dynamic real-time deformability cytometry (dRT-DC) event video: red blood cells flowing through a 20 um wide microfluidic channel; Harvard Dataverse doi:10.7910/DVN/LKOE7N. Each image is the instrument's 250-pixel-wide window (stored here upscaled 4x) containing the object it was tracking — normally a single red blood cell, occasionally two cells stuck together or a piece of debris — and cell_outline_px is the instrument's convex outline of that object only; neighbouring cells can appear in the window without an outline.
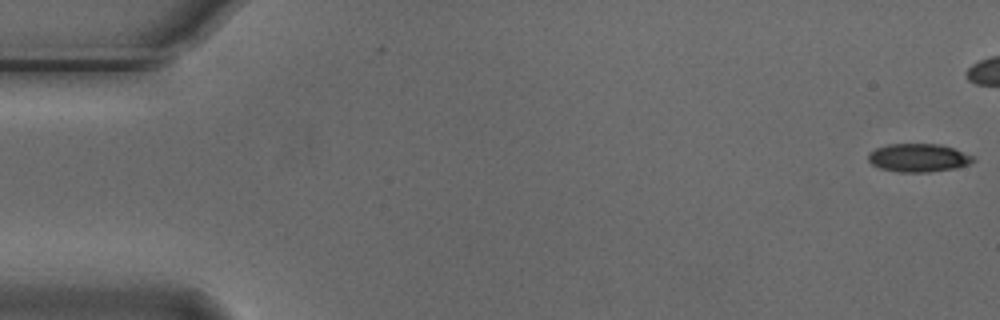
{"species": "Egyptian fruit bat (a non-hibernating species)", "species_latin": "Rousettus aegyptiacus", "temperature_condition": "cold", "stored_images_in_passage": 44, "camera_frame_rate_fps": 3000, "um_per_image_px": 0.085, "animal": {"sex": "male"}, "frame": {"image": 1, "passage_image": 1, "time_ms": 0.0, "image_size_px": [1000, 320], "cell_outline_px": [[976, 160], [968, 164], [956, 168], [928, 172], [900, 172], [880, 168], [872, 164], [868, 160], [868, 152], [876, 148], [888, 144], [940, 144], [976, 156]], "centroid_in_image_um": [78.08, 13.41], "position_along_channel_um": 6.9, "area_um2": 17.34}}
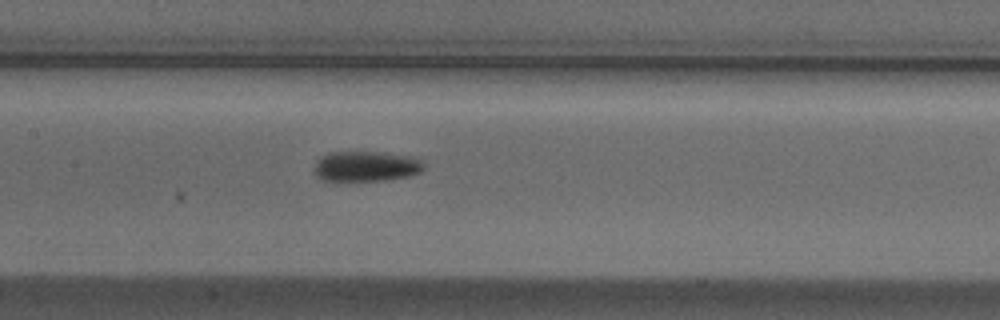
{"frame": {"image": 2, "passage_image": 26, "time_ms": 8.333, "image_size_px": [1000, 320], "cell_outline_px": [[424, 172], [412, 176], [388, 180], [340, 184], [320, 180], [312, 172], [312, 168], [316, 160], [320, 156], [328, 152], [376, 152], [416, 156], [424, 164]], "centroid_in_image_um": [31.05, 14.19], "position_along_channel_um": 176.4, "area_um2": 20.87}}
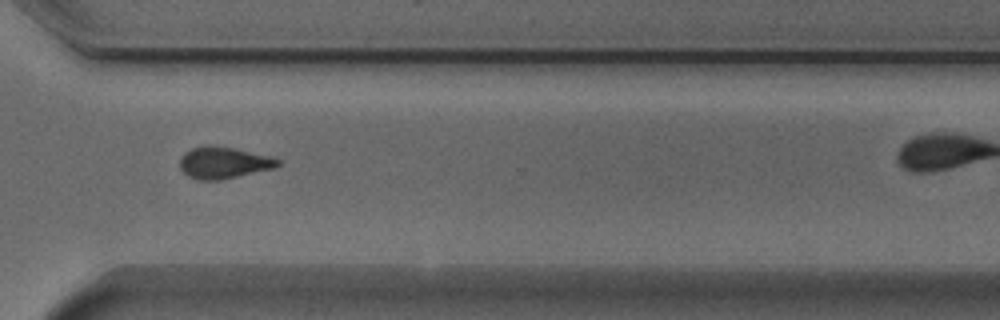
{"frame": {"image": 3, "passage_image": 40, "time_ms": 13.0, "image_size_px": [1000, 320], "cell_outline_px": [[280, 164], [276, 168], [220, 180], [200, 180], [188, 176], [180, 168], [180, 156], [184, 152], [192, 148], [208, 144], [212, 144], [236, 148], [272, 156], [280, 160]], "centroid_in_image_um": [19.02, 13.81], "position_along_channel_um": 351.6, "area_um2": 18.44}}